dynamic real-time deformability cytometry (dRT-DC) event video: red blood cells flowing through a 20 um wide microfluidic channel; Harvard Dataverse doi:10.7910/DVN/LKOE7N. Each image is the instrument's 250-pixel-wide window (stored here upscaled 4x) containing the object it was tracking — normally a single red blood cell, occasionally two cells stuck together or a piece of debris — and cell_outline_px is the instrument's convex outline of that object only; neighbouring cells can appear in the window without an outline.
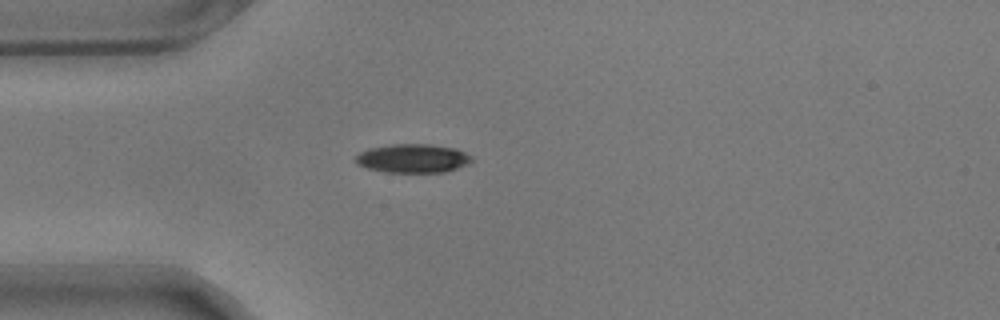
{"species": "common noctule bat (a hibernating species)", "species_latin": "Nyctalus noctula", "temperature_condition": "warm", "stored_images_in_passage": 39, "camera_frame_rate_fps": 3000, "um_per_image_px": 0.085, "animal": {"sex": "male", "body_mass_g": 17.9}, "frame": {"image": 1, "passage_image": 1, "time_ms": 0.0, "image_size_px": [1000, 320], "cell_outline_px": [[472, 160], [468, 164], [444, 172], [384, 172], [368, 168], [356, 164], [356, 156], [360, 152], [368, 148], [392, 144], [428, 144], [456, 148], [472, 156]], "centroid_in_image_um": [35.08, 13.46], "position_along_channel_um": 49.9, "area_um2": 19.42}}
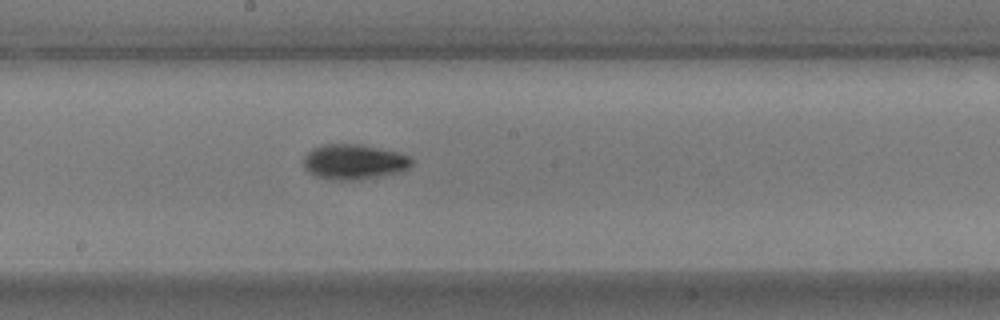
{"frame": {"image": 2, "passage_image": 16, "time_ms": 5.0, "image_size_px": [1000, 320], "cell_outline_px": [[412, 164], [408, 168], [400, 172], [356, 180], [332, 180], [316, 176], [308, 172], [304, 168], [300, 160], [312, 148], [320, 144], [364, 144], [396, 152], [408, 156], [412, 160]], "centroid_in_image_um": [30.02, 13.75], "position_along_channel_um": 218.2, "area_um2": 22.37}}
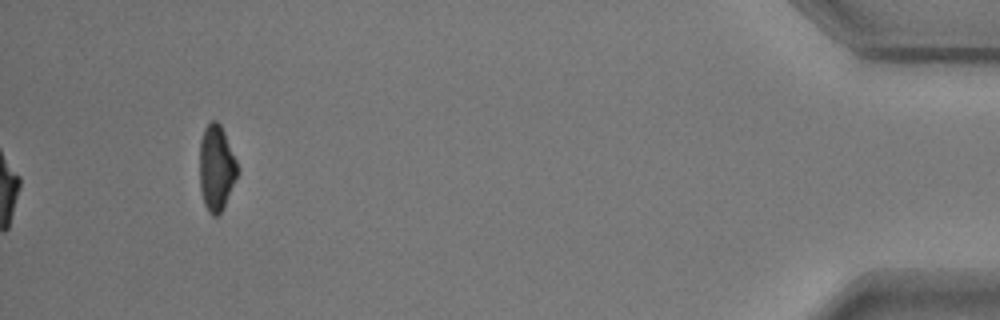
{"frame": {"image": 3, "passage_image": 39, "time_ms": 12.667, "image_size_px": [1000, 320], "cell_outline_px": [[240, 172], [220, 212], [216, 216], [212, 216], [208, 212], [204, 204], [200, 188], [200, 140], [204, 128], [212, 120], [216, 120], [220, 124], [224, 132], [240, 168]], "centroid_in_image_um": [18.4, 14.26], "position_along_channel_um": 416.8, "area_um2": 18.96}, "authors_computed_cell_mechanics": {"area_um2": 20.519, "velocity_mm_per_s": 3.5448, "shape_relaxation_time_tau1_ms": 2.6938, "shape_relaxation_time_tau2_ms": null, "deformation_change_tau1": 0.1347, "deformation_change_tau2": null}}